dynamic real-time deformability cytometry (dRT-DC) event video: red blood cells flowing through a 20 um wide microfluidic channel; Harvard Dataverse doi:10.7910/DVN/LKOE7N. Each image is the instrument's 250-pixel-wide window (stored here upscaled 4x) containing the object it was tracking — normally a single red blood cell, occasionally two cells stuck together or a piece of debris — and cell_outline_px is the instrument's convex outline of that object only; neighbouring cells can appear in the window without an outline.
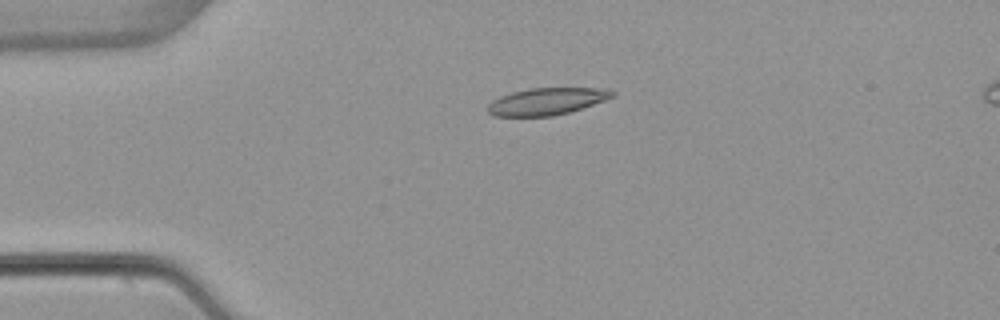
{"species": "common noctule bat (a hibernating species)", "species_latin": "Nyctalus noctula", "temperature_condition": "warm", "stored_images_in_passage": 6, "camera_frame_rate_fps": 3000, "um_per_image_px": 0.085, "animal": {"sex": "female", "body_mass_g": 22.7, "forearm_length_mm": 54.2}, "frame": {"image": 1, "passage_image": 4, "time_ms": 3.667, "image_size_px": [1000, 320], "cell_outline_px": [[616, 96], [568, 112], [552, 116], [492, 116], [488, 112], [488, 104], [492, 100], [500, 96], [512, 92], [528, 88], [608, 88], [616, 92]], "centroid_in_image_um": [46.47, 8.6], "position_along_channel_um": 38.5, "area_um2": 19.59}}
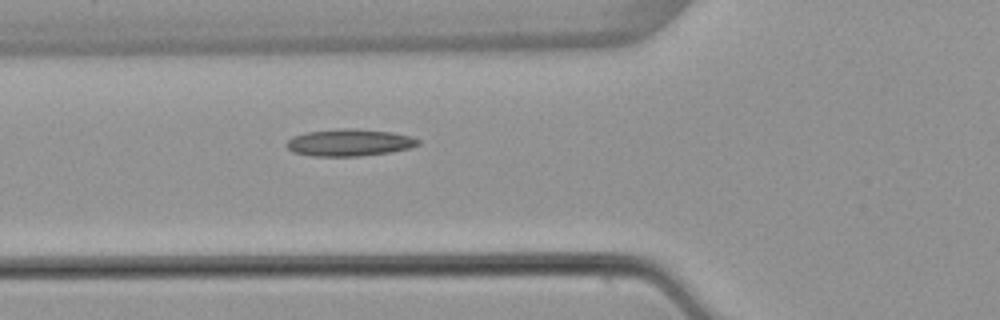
{"frame": {"image": 2, "passage_image": 6, "time_ms": 6.0, "image_size_px": [1000, 320], "cell_outline_px": [[420, 144], [412, 148], [392, 152], [360, 156], [312, 156], [292, 152], [284, 144], [292, 136], [304, 132], [340, 128], [352, 128], [392, 132], [412, 136], [420, 140]], "centroid_in_image_um": [29.7, 12.11], "position_along_channel_um": 96.1, "area_um2": 21.1}}